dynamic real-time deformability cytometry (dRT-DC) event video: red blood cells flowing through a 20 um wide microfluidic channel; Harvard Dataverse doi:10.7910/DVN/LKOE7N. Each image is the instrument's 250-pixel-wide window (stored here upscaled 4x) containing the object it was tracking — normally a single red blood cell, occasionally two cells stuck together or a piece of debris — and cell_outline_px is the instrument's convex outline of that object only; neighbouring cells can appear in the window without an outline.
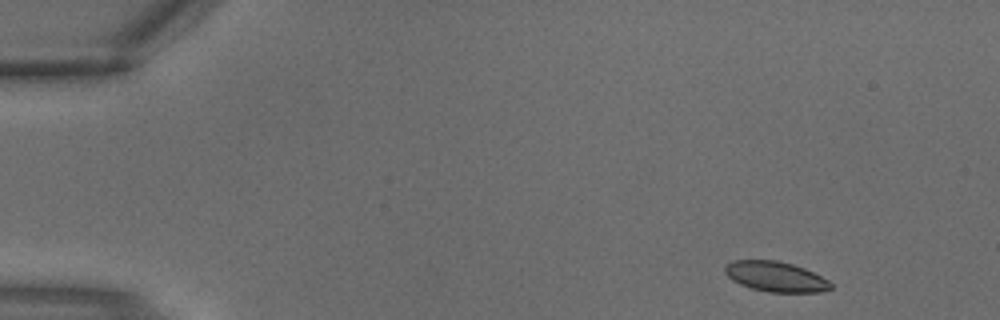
{"species": "common noctule bat (a hibernating species)", "species_latin": "Nyctalus noctula", "temperature_condition": "warm", "stored_images_in_passage": 3, "camera_frame_rate_fps": 3000, "um_per_image_px": 0.085, "animal": {"sex": "male", "body_mass_g": 18.8}, "frame": {"image": 1, "passage_image": 1, "time_ms": 0.0, "image_size_px": [1000, 320], "cell_outline_px": [[832, 288], [820, 292], [768, 292], [752, 288], [740, 284], [732, 280], [724, 272], [724, 268], [732, 260], [776, 260], [792, 264], [804, 268], [828, 280], [832, 284]], "centroid_in_image_um": [65.92, 23.51], "position_along_channel_um": 19.1, "area_um2": 18.5}}
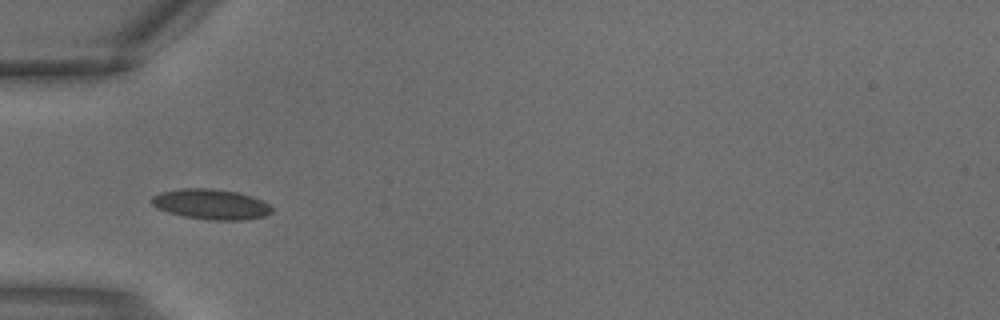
{"frame": {"image": 2, "passage_image": 3, "time_ms": 0.667, "image_size_px": [1000, 320], "cell_outline_px": [[272, 212], [264, 216], [244, 220], [212, 220], [184, 216], [168, 212], [156, 208], [152, 204], [152, 196], [160, 192], [180, 188], [212, 188], [236, 192], [252, 196], [268, 204], [272, 208]], "centroid_in_image_um": [17.92, 17.35], "position_along_channel_um": 67.1, "area_um2": 21.15}}